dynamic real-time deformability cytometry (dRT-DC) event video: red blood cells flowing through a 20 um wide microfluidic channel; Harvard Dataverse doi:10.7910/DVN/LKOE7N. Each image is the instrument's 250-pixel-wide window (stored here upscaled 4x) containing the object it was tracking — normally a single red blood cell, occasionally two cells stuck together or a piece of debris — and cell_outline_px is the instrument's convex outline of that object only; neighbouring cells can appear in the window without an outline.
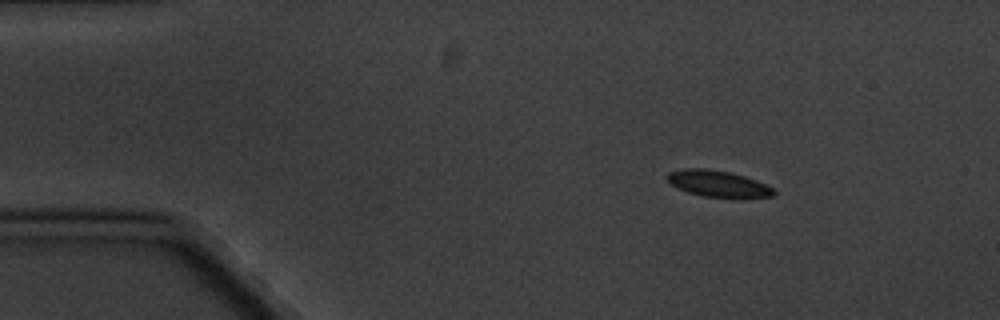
{"species": "common noctule bat (a hibernating species)", "species_latin": "Nyctalus noctula", "temperature_condition": "cold", "stored_images_in_passage": 4, "camera_frame_rate_fps": 3000, "um_per_image_px": 0.085, "animal": {"sex": "male", "body_mass_g": 20.1, "forearm_length_mm": 53.5}, "frame": {"image": 1, "passage_image": 2, "time_ms": 1.333, "image_size_px": [1000, 320], "cell_outline_px": [[776, 192], [772, 196], [704, 196], [688, 192], [676, 188], [664, 176], [668, 172], [684, 168], [708, 168], [728, 172], [744, 176], [756, 180], [772, 188]], "centroid_in_image_um": [60.93, 15.57], "position_along_channel_um": 24.1, "area_um2": 15.9}}
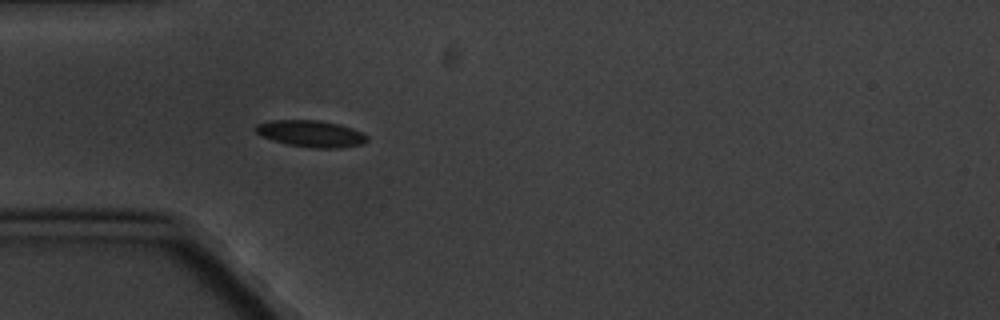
{"frame": {"image": 2, "passage_image": 4, "time_ms": 4.333, "image_size_px": [1000, 320], "cell_outline_px": [[368, 140], [364, 144], [340, 148], [312, 148], [288, 144], [272, 140], [260, 136], [256, 132], [256, 124], [272, 120], [316, 120], [340, 124], [352, 128], [368, 136]], "centroid_in_image_um": [26.45, 11.37], "position_along_channel_um": 58.6, "area_um2": 17.34}}